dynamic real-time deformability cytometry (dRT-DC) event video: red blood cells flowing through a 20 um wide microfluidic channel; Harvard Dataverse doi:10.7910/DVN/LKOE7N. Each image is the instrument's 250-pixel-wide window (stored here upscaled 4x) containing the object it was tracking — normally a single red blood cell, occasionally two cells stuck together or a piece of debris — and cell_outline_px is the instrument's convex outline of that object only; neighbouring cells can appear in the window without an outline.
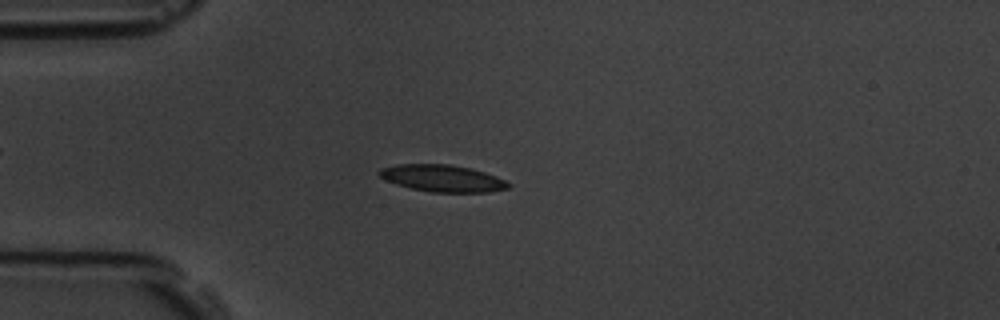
{"species": "common noctule bat (a hibernating species)", "species_latin": "Nyctalus noctula", "temperature_condition": "room temperature", "stored_images_in_passage": 5, "camera_frame_rate_fps": 3000, "um_per_image_px": 0.085, "animal": {"sex": "male", "body_mass_g": 19.5, "forearm_length_mm": 54.6}, "frame": {"image": 1, "passage_image": 4, "time_ms": 3.333, "image_size_px": [1000, 320], "cell_outline_px": [[512, 184], [508, 188], [488, 192], [432, 192], [412, 188], [396, 184], [384, 180], [376, 172], [380, 168], [396, 164], [448, 164], [472, 168], [496, 176]], "centroid_in_image_um": [37.58, 15.14], "position_along_channel_um": 47.4, "area_um2": 20.29}}